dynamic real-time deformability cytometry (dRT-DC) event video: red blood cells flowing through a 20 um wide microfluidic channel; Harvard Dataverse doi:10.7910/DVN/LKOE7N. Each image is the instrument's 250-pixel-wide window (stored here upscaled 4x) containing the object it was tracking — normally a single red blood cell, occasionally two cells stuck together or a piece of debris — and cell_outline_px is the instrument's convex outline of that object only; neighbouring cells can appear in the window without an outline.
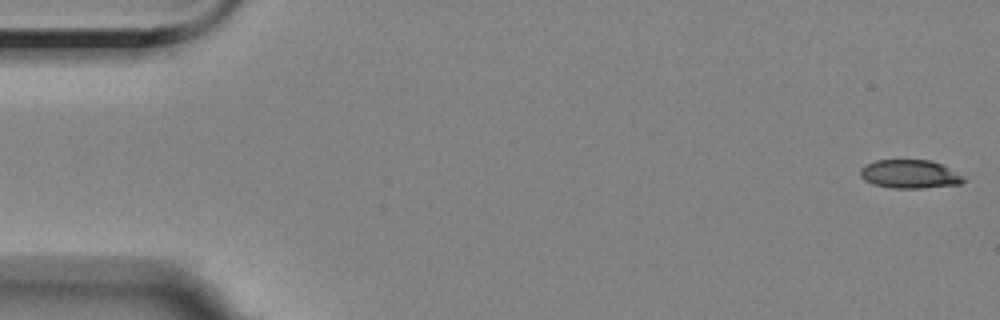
{"species": "Egyptian fruit bat (a non-hibernating species)", "species_latin": "Rousettus aegyptiacus", "temperature_condition": "room temperature", "stored_images_in_passage": 5, "camera_frame_rate_fps": 3000, "um_per_image_px": 0.085, "animal": {"sex": "female"}, "frame": {"image": 1, "passage_image": 1, "time_ms": 0.0, "image_size_px": [1000, 320], "cell_outline_px": [[968, 180], [960, 184], [924, 188], [892, 188], [872, 184], [864, 180], [860, 176], [860, 168], [864, 164], [876, 160], [928, 160], [940, 164], [948, 168]], "centroid_in_image_um": [77.28, 14.8], "position_along_channel_um": 7.7, "area_um2": 17.17}}